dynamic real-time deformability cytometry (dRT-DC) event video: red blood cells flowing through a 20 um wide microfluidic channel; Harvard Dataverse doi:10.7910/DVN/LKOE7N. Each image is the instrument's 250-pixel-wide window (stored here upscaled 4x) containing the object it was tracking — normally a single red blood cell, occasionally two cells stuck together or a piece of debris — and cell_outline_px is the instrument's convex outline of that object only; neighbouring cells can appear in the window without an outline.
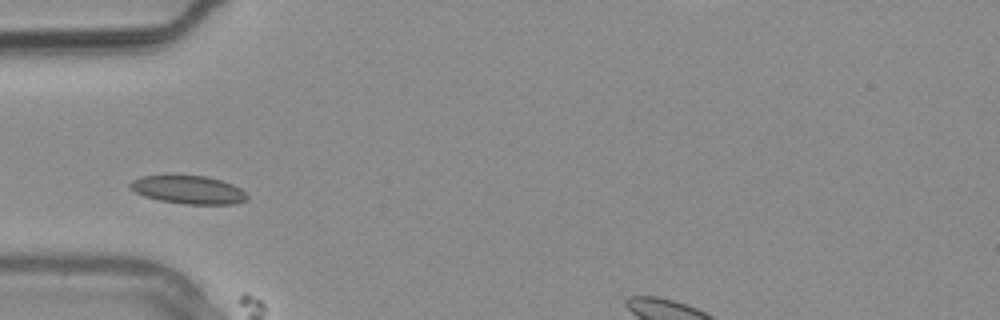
{"species": "common noctule bat (a hibernating species)", "species_latin": "Nyctalus noctula", "temperature_condition": "warm", "stored_images_in_passage": 5, "camera_frame_rate_fps": 3000, "um_per_image_px": 0.085, "animal": {"sex": "male", "body_mass_g": 20.4}, "frame": {"image": 1, "passage_image": 3, "time_ms": 0.667, "image_size_px": [1000, 320], "cell_outline_px": [[248, 196], [244, 200], [232, 204], [184, 204], [160, 200], [144, 196], [136, 192], [128, 184], [132, 180], [144, 176], [168, 172], [204, 176], [220, 180], [232, 184], [240, 188]], "centroid_in_image_um": [15.95, 16.08], "position_along_channel_um": 69.1, "area_um2": 19.65}}